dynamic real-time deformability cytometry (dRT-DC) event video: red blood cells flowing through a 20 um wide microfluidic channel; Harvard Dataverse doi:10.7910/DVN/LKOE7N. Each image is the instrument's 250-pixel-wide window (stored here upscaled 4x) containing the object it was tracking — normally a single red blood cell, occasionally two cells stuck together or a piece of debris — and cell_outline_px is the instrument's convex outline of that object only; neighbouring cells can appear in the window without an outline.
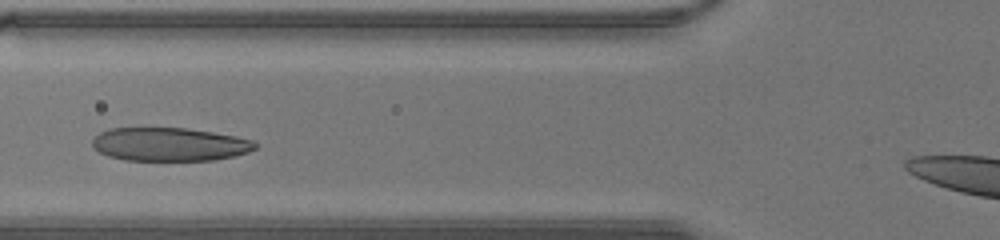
{"species": "human", "species_latin": "Homo sapiens", "temperature_condition": "warm", "stored_images_in_passage": 28, "camera_frame_rate_fps": 3000, "um_per_image_px": 0.085, "donor": {"sex": "male"}, "frame": {"image": 1, "passage_image": 10, "time_ms": 3.0, "image_size_px": [1000, 240], "cell_outline_px": [[256, 148], [248, 152], [236, 156], [216, 160], [124, 160], [108, 156], [100, 152], [92, 144], [92, 140], [100, 132], [108, 128], [184, 128], [212, 132], [236, 136], [252, 140], [256, 144]], "centroid_in_image_um": [14.42, 12.27], "position_along_channel_um": 111.4, "area_um2": 31.67}}
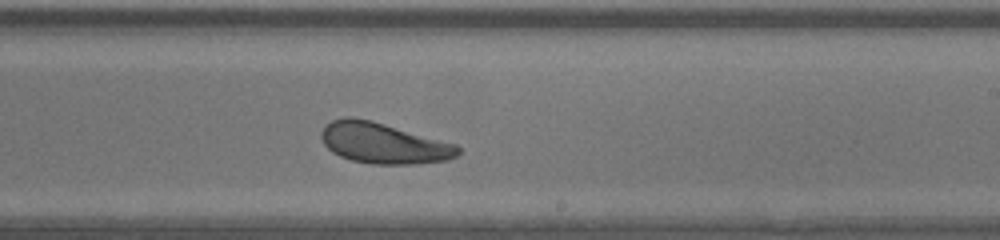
{"frame": {"image": 2, "passage_image": 19, "time_ms": 6.0, "image_size_px": [1000, 240], "cell_outline_px": [[460, 152], [456, 156], [448, 160], [416, 164], [372, 164], [352, 160], [340, 156], [332, 152], [324, 144], [320, 136], [320, 132], [324, 124], [332, 120], [344, 116], [352, 116], [372, 120], [456, 144], [460, 148]], "centroid_in_image_um": [32.56, 12.15], "position_along_channel_um": 256.4, "area_um2": 32.71}}
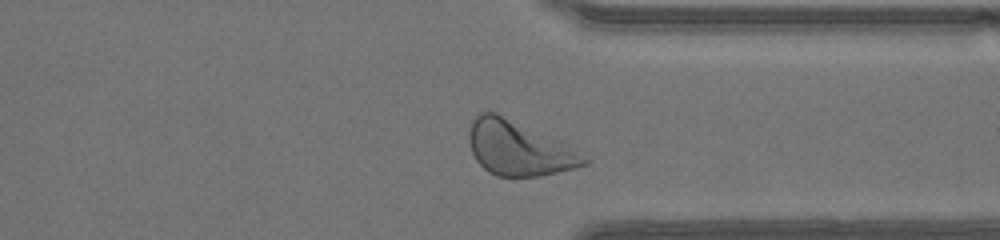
{"frame": {"image": 3, "passage_image": 26, "time_ms": 8.333, "image_size_px": [1000, 240], "cell_outline_px": [[592, 160], [588, 164], [540, 176], [496, 176], [488, 172], [476, 160], [472, 152], [468, 140], [468, 132], [472, 120], [480, 112], [496, 112]], "centroid_in_image_um": [43.98, 12.63], "position_along_channel_um": 367.4, "area_um2": 35.14}}